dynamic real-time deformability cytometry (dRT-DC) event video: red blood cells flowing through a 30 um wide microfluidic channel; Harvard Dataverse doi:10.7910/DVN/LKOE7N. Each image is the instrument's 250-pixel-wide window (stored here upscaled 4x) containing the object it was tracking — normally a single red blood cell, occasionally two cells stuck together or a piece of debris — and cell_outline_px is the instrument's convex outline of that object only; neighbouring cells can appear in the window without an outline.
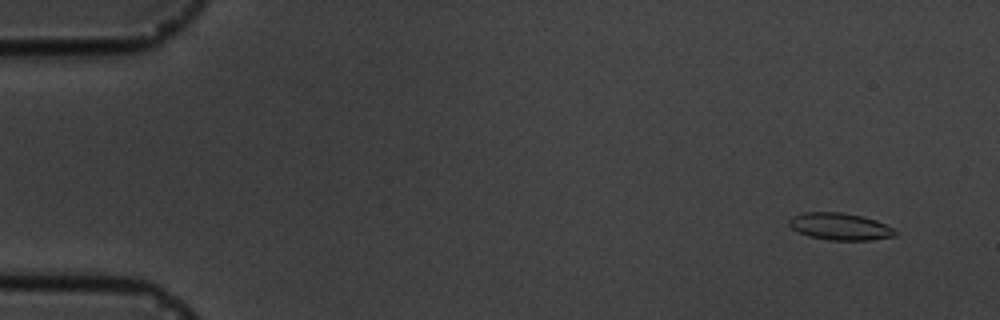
{"species": "common noctule bat (a hibernating species)", "species_latin": "Nyctalus noctula", "temperature_condition": "cold", "stored_images_in_passage": 6, "camera_frame_rate_fps": 3000, "um_per_image_px": 0.085, "animal": {"sex": "male", "body_mass_g": 19.5, "forearm_length_mm": 54.6}, "frame": {"image": 1, "passage_image": 1, "time_ms": 0.0, "image_size_px": [1000, 320], "cell_outline_px": [[896, 236], [872, 240], [828, 240], [808, 236], [792, 228], [788, 224], [788, 220], [792, 216], [804, 212], [840, 212], [864, 216], [876, 220], [892, 228], [896, 232]], "centroid_in_image_um": [71.39, 19.25], "position_along_channel_um": 13.6, "area_um2": 16.76}}
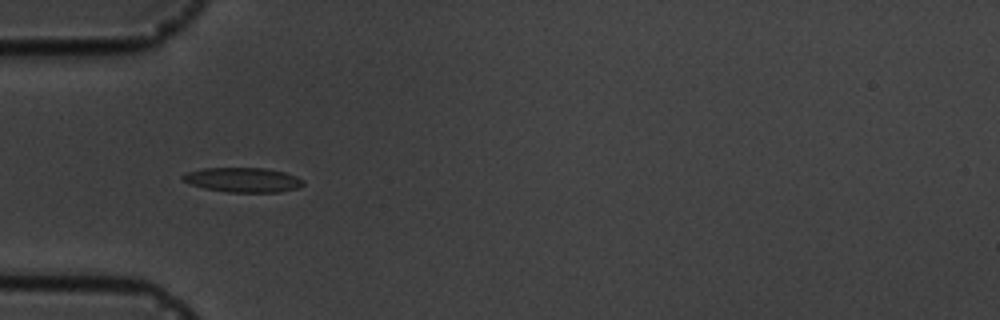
{"frame": {"image": 2, "passage_image": 5, "time_ms": 4.667, "image_size_px": [1000, 320], "cell_outline_px": [[304, 184], [296, 188], [280, 192], [228, 192], [204, 188], [188, 184], [180, 176], [188, 172], [204, 168], [264, 168], [284, 172], [296, 176], [304, 180]], "centroid_in_image_um": [20.64, 15.29], "position_along_channel_um": 64.4, "area_um2": 17.22}}
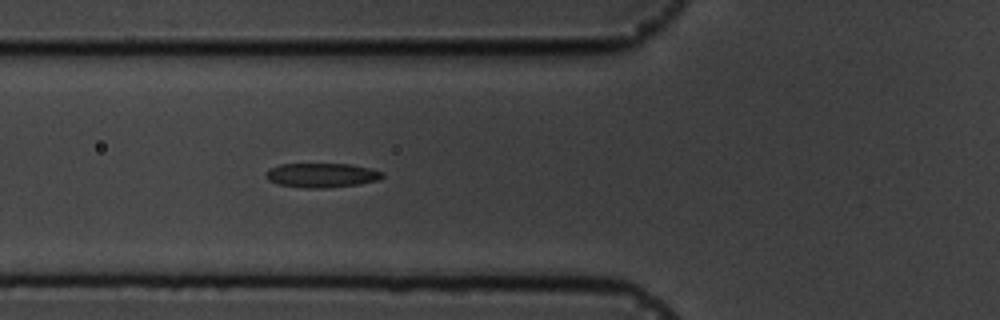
{"frame": {"image": 3, "passage_image": 6, "time_ms": 5.667, "image_size_px": [1000, 320], "cell_outline_px": [[384, 176], [380, 180], [360, 184], [328, 188], [304, 188], [276, 184], [268, 180], [264, 176], [268, 168], [280, 164], [352, 164], [384, 172]], "centroid_in_image_um": [27.33, 14.9], "position_along_channel_um": 98.5, "area_um2": 16.82}}